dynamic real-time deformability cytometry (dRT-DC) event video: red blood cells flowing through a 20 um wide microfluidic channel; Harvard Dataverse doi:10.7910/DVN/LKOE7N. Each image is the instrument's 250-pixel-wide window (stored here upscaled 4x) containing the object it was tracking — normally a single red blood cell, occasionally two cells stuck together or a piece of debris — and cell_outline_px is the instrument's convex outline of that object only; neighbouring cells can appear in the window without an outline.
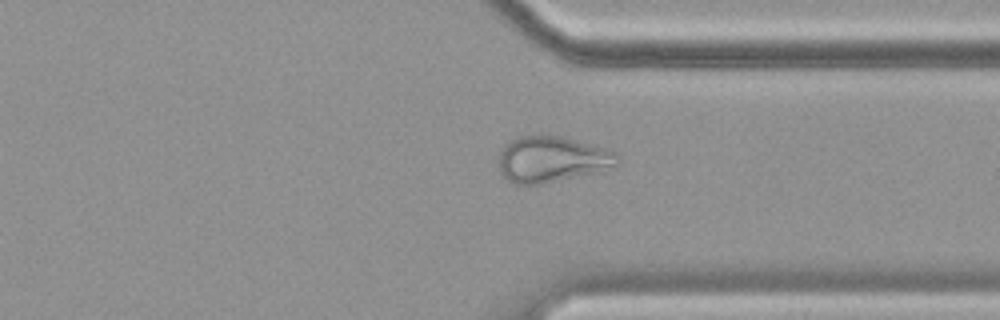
{"species": "common noctule bat (a hibernating species)", "species_latin": "Nyctalus noctula", "temperature_condition": "cold", "stored_images_in_passage": 52, "camera_frame_rate_fps": 3000, "um_per_image_px": 0.085, "animal": {"sex": "female", "body_mass_g": 19.9}, "frame": {"image": 1, "passage_image": 43, "time_ms": 14.0, "image_size_px": [1000, 320], "cell_outline_px": [[620, 164], [616, 168], [536, 184], [516, 184], [504, 180], [500, 172], [500, 148], [504, 144], [520, 136], [560, 136], [604, 148], [616, 152], [620, 156]], "centroid_in_image_um": [46.93, 13.54], "position_along_channel_um": 364.5, "area_um2": 31.67}}
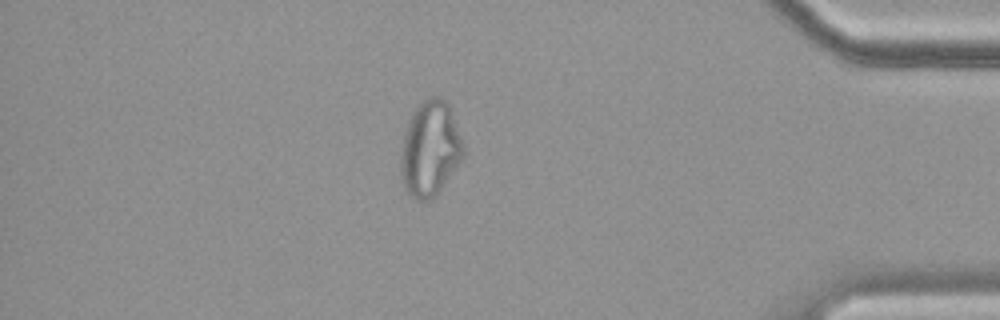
{"frame": {"image": 2, "passage_image": 49, "time_ms": 16.0, "image_size_px": [1000, 320], "cell_outline_px": [[464, 156], [436, 196], [428, 200], [416, 200], [404, 188], [400, 176], [400, 156], [404, 136], [412, 112], [428, 96], [440, 96], [448, 104], [464, 148]], "centroid_in_image_um": [36.54, 12.68], "position_along_channel_um": 398.7, "area_um2": 34.39}}